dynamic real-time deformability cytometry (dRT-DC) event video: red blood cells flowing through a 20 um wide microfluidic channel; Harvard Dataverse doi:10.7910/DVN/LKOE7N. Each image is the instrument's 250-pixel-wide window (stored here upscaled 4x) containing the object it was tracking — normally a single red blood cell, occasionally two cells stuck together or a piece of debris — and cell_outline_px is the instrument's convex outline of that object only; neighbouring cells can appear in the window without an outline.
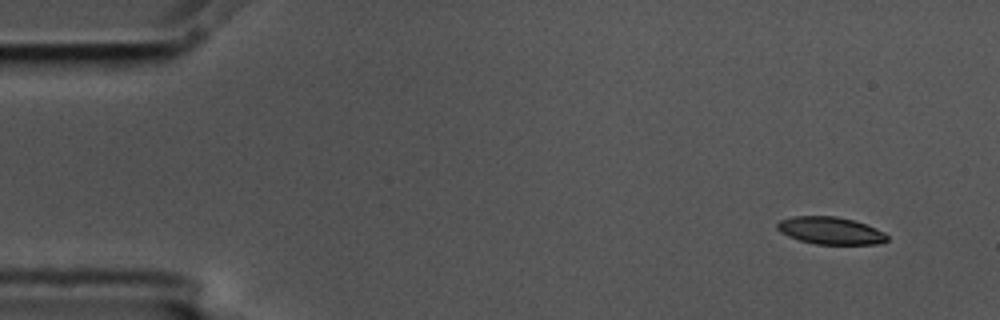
{"species": "common noctule bat (a hibernating species)", "species_latin": "Nyctalus noctula", "temperature_condition": "cold", "stored_images_in_passage": 53, "camera_frame_rate_fps": 3000, "um_per_image_px": 0.085, "animal": {"sex": "male", "body_mass_g": 17.5, "forearm_length_mm": 52.3}, "frame": {"image": 1, "passage_image": 1, "time_ms": 0.0, "image_size_px": [1000, 320], "cell_outline_px": [[888, 240], [876, 244], [816, 244], [800, 240], [788, 236], [780, 232], [776, 228], [776, 224], [780, 220], [792, 216], [836, 216], [852, 220], [876, 228], [884, 232], [888, 236]], "centroid_in_image_um": [70.56, 19.6], "position_along_channel_um": 14.4, "area_um2": 17.46}}
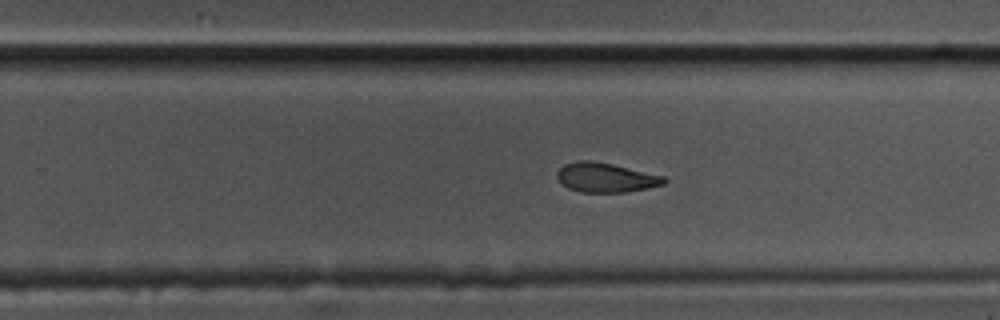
{"frame": {"image": 2, "passage_image": 32, "time_ms": 10.333, "image_size_px": [1000, 320], "cell_outline_px": [[668, 180], [664, 184], [648, 188], [624, 192], [580, 192], [568, 188], [560, 184], [556, 176], [556, 172], [564, 164], [576, 160], [588, 160], [612, 164], [664, 176]], "centroid_in_image_um": [51.45, 15.09], "position_along_channel_um": 278.4, "area_um2": 18.44}}
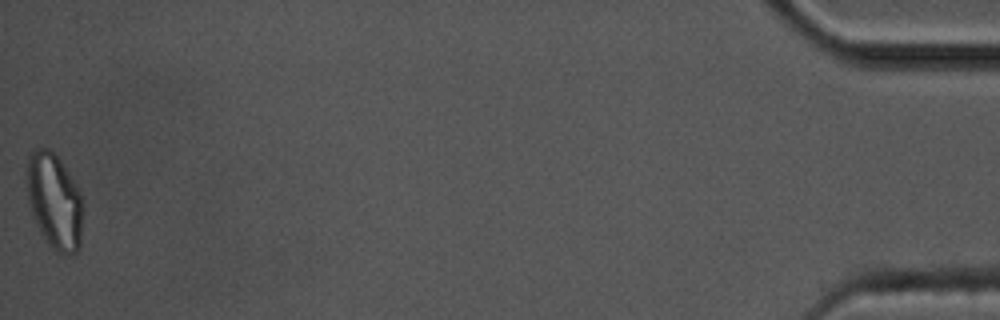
{"frame": {"image": 3, "passage_image": 53, "time_ms": 17.333, "image_size_px": [1000, 320], "cell_outline_px": [[84, 208], [80, 248], [76, 252], [64, 256], [52, 248], [48, 244], [40, 232], [36, 224], [28, 204], [28, 152], [36, 148], [48, 148], [60, 160], [68, 172], [80, 192], [84, 200]], "centroid_in_image_um": [4.66, 17.14], "position_along_channel_um": 430.5, "area_um2": 31.62}, "authors_computed_cell_mechanics": {"area_um2": 19.1318, "velocity_mm_per_s": 3.5877, "shape_relaxation_time_tau1_ms": null, "shape_relaxation_time_tau2_ms": 4.8701, "deformation_change_tau1": null, "deformation_change_tau2": 0.1131}}